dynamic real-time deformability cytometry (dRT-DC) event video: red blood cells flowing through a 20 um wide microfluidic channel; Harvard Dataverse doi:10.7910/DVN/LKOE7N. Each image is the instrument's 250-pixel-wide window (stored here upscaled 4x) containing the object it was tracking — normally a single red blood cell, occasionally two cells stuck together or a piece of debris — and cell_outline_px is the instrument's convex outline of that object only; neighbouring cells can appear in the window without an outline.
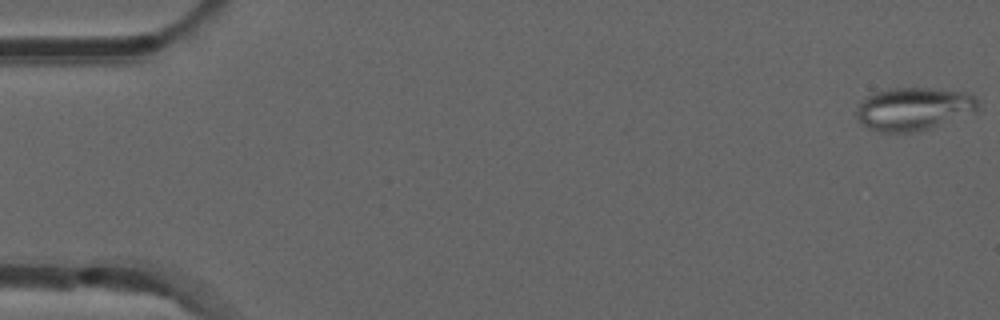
{"species": "common noctule bat (a hibernating species)", "species_latin": "Nyctalus noctula", "temperature_condition": "room temperature", "stored_images_in_passage": 51, "segment_of_instrument_passage": [1, 2], "camera_frame_rate_fps": 3000, "um_per_image_px": 0.085, "animal": {"sex": "male", "forearm_length_mm": 52.5}, "frame": {"image": 1, "passage_image": 1, "time_ms": 0.0, "image_size_px": [1000, 320], "cell_outline_px": [[976, 112], [928, 128], [912, 132], [880, 132], [868, 128], [856, 116], [856, 108], [868, 96], [876, 92], [892, 88], [932, 88], [968, 92], [976, 96]], "centroid_in_image_um": [77.67, 9.24], "position_along_channel_um": 7.3, "area_um2": 30.06}}